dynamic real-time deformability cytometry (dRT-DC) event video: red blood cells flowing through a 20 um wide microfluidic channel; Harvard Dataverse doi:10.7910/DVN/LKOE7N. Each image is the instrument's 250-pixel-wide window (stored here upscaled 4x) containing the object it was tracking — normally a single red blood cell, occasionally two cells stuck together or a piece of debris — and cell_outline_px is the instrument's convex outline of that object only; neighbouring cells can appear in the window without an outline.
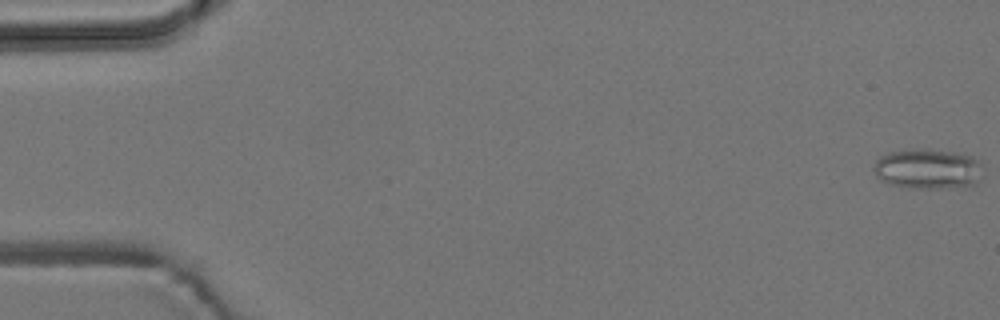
{"species": "common noctule bat (a hibernating species)", "species_latin": "Nyctalus noctula", "temperature_condition": "room temperature", "stored_images_in_passage": 5, "camera_frame_rate_fps": 3000, "um_per_image_px": 0.085, "animal": {"sex": "male", "body_mass_g": 19.2, "forearm_length_mm": 51.8}, "frame": {"image": 1, "passage_image": 1, "time_ms": 0.0, "image_size_px": [1000, 320], "cell_outline_px": [[980, 164], [976, 184], [936, 188], [908, 188], [892, 184], [880, 180], [876, 176], [872, 168], [876, 160], [880, 156], [888, 152], [916, 148], [928, 148], [956, 152], [972, 156], [980, 160]], "centroid_in_image_um": [78.79, 14.32], "position_along_channel_um": 6.2, "area_um2": 25.55}}